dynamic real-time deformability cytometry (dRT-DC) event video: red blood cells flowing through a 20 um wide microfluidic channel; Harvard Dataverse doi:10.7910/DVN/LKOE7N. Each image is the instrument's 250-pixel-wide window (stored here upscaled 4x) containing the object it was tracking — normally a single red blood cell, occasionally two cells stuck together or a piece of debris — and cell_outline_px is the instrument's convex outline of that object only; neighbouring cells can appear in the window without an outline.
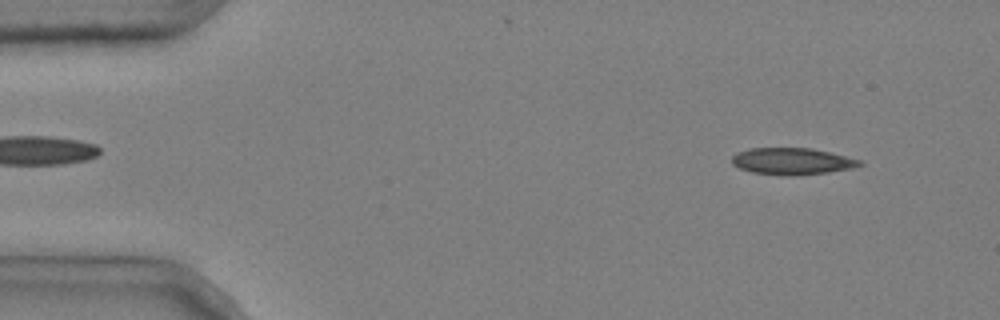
{"species": "common noctule bat (a hibernating species)", "species_latin": "Nyctalus noctula", "temperature_condition": "cold", "stored_images_in_passage": 48, "camera_frame_rate_fps": 3000, "um_per_image_px": 0.085, "animal": {"sex": "male", "body_mass_g": 20.4}, "frame": {"image": 1, "passage_image": 3, "time_ms": 0.667, "image_size_px": [1000, 320], "cell_outline_px": [[864, 164], [852, 168], [828, 172], [796, 176], [780, 176], [752, 172], [740, 168], [732, 164], [732, 156], [736, 152], [748, 148], [812, 148], [864, 160]], "centroid_in_image_um": [67.34, 13.71], "position_along_channel_um": 17.7, "area_um2": 20.23}}
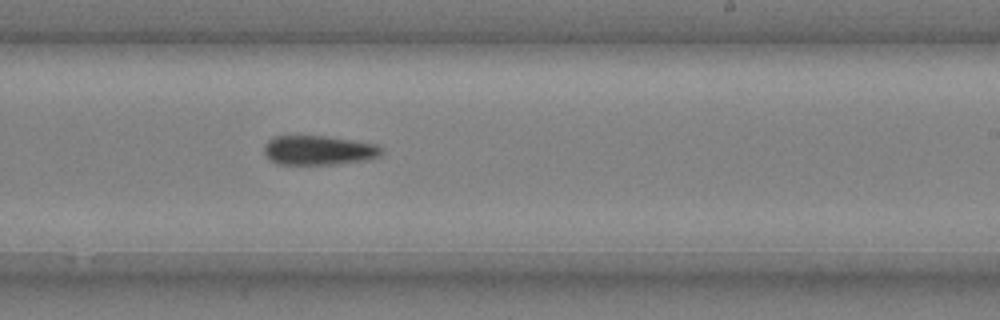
{"frame": {"image": 2, "passage_image": 30, "time_ms": 9.667, "image_size_px": [1000, 320], "cell_outline_px": [[384, 152], [380, 156], [368, 160], [336, 164], [276, 164], [268, 160], [264, 152], [264, 144], [272, 136], [324, 136], [352, 140], [376, 144]], "centroid_in_image_um": [27.06, 12.78], "position_along_channel_um": 261.9, "area_um2": 20.29}}
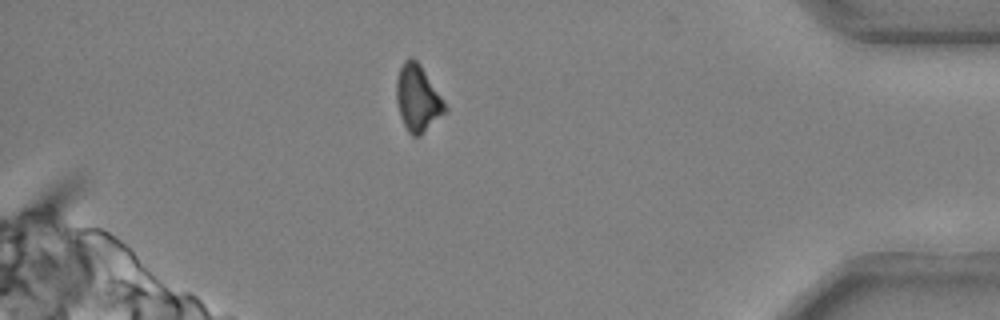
{"frame": {"image": 3, "passage_image": 44, "time_ms": 14.333, "image_size_px": [1000, 320], "cell_outline_px": [[448, 108], [420, 136], [412, 136], [408, 132], [400, 116], [396, 100], [396, 80], [400, 68], [404, 60], [408, 56], [412, 56], [420, 64]], "centroid_in_image_um": [35.47, 8.33], "position_along_channel_um": 399.7, "area_um2": 18.55}, "authors_computed_cell_mechanics": {"area_um2": 20.2878, "velocity_mm_per_s": 3.7064, "shape_relaxation_time_tau1_ms": 3.1445, "shape_relaxation_time_tau2_ms": null, "deformation_change_tau1": 0.1014, "deformation_change_tau2": null}}